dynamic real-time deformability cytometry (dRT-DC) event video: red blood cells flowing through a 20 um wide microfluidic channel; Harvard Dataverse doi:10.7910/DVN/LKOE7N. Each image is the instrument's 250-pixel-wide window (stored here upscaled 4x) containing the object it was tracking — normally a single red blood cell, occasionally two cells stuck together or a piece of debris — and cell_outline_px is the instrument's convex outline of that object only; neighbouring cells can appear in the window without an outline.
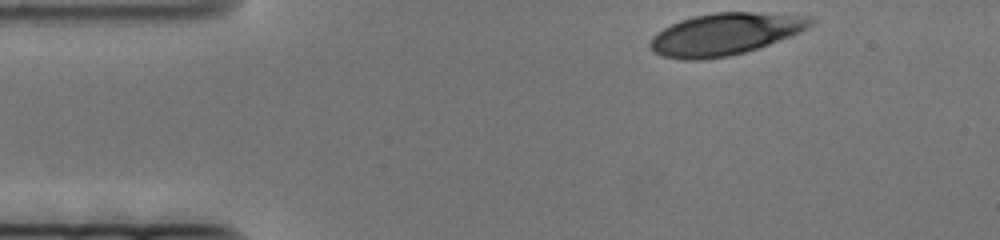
{"species": "human", "species_latin": "Homo sapiens", "temperature_condition": "cold", "stored_images_in_passage": 57, "camera_frame_rate_fps": 3000, "um_per_image_px": 0.085, "donor": {"sex": "female"}, "frame": {"image": 1, "passage_image": 1, "time_ms": 0.0, "image_size_px": [1000, 240], "cell_outline_px": [[816, 20], [808, 28], [800, 32], [768, 44], [744, 52], [728, 56], [700, 60], [680, 60], [660, 56], [652, 52], [648, 48], [648, 44], [652, 36], [656, 32], [680, 20], [696, 16], [716, 12], [752, 12], [816, 16]], "centroid_in_image_um": [61.6, 2.9], "position_along_channel_um": 23.4, "area_um2": 39.48}}
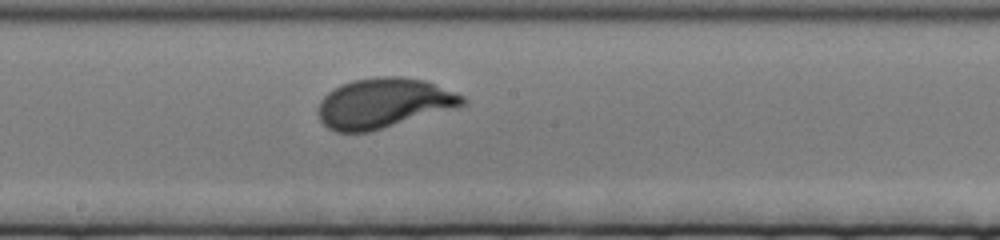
{"frame": {"image": 2, "passage_image": 32, "time_ms": 10.333, "image_size_px": [1000, 240], "cell_outline_px": [[468, 104], [368, 132], [336, 132], [328, 128], [320, 120], [316, 112], [316, 108], [320, 100], [328, 92], [340, 84], [352, 80], [376, 76], [400, 76], [424, 80], [464, 96], [468, 100]], "centroid_in_image_um": [32.56, 8.76], "position_along_channel_um": 215.6, "area_um2": 42.02}}
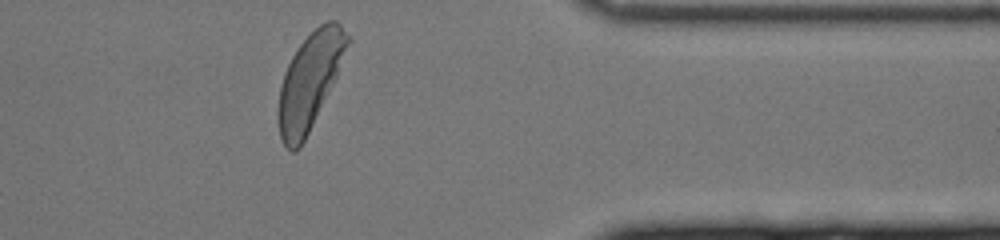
{"frame": {"image": 3, "passage_image": 55, "time_ms": 18.0, "image_size_px": [1000, 240], "cell_outline_px": [[352, 40], [336, 76], [300, 148], [296, 152], [292, 152], [284, 144], [280, 136], [276, 116], [276, 112], [280, 88], [284, 72], [292, 56], [300, 44], [320, 24], [328, 20], [336, 20], [340, 24]], "centroid_in_image_um": [26.31, 6.89], "position_along_channel_um": 385.1, "area_um2": 38.26}}